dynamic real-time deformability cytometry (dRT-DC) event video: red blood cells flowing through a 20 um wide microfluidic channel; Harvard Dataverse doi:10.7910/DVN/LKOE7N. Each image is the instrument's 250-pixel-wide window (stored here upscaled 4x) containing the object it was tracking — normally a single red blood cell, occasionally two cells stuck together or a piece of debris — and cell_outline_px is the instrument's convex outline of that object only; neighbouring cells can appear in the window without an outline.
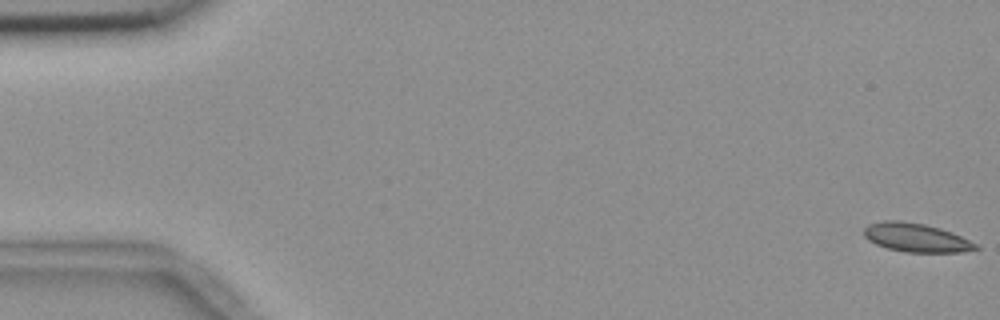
{"species": "common noctule bat (a hibernating species)", "species_latin": "Nyctalus noctula", "temperature_condition": "room temperature", "stored_images_in_passage": 56, "camera_frame_rate_fps": 3000, "um_per_image_px": 0.085, "animal": {"sex": "female", "body_mass_g": 18.4}, "frame": {"image": 1, "passage_image": 1, "time_ms": 0.0, "image_size_px": [1000, 320], "cell_outline_px": [[980, 248], [960, 252], [904, 252], [888, 248], [876, 244], [868, 240], [864, 236], [864, 228], [868, 224], [884, 220], [900, 220], [924, 224], [940, 228], [952, 232], [976, 244]], "centroid_in_image_um": [77.83, 20.19], "position_along_channel_um": 7.2, "area_um2": 18.61}}
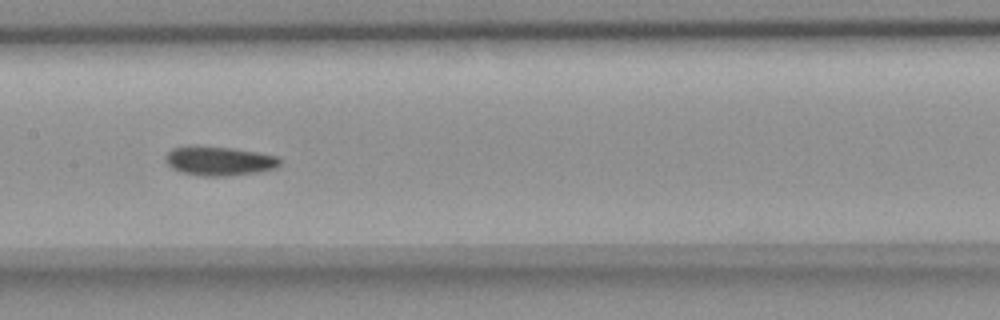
{"frame": {"image": 2, "passage_image": 28, "time_ms": 9.0, "image_size_px": [1000, 320], "cell_outline_px": [[280, 164], [276, 168], [260, 172], [228, 176], [204, 176], [180, 172], [172, 168], [164, 160], [164, 156], [172, 148], [228, 148], [256, 152], [276, 156], [280, 160]], "centroid_in_image_um": [18.65, 13.73], "position_along_channel_um": 188.7, "area_um2": 18.84}}
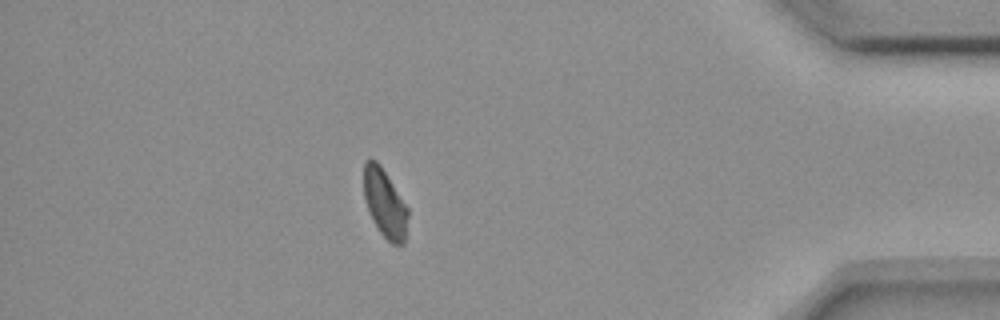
{"frame": {"image": 3, "passage_image": 49, "time_ms": 16.0, "image_size_px": [1000, 320], "cell_outline_px": [[408, 216], [404, 244], [392, 244], [380, 232], [372, 220], [368, 212], [364, 196], [364, 164], [368, 160], [376, 160], [380, 164], [408, 208]], "centroid_in_image_um": [32.71, 17.3], "position_along_channel_um": 402.5, "area_um2": 17.4}}